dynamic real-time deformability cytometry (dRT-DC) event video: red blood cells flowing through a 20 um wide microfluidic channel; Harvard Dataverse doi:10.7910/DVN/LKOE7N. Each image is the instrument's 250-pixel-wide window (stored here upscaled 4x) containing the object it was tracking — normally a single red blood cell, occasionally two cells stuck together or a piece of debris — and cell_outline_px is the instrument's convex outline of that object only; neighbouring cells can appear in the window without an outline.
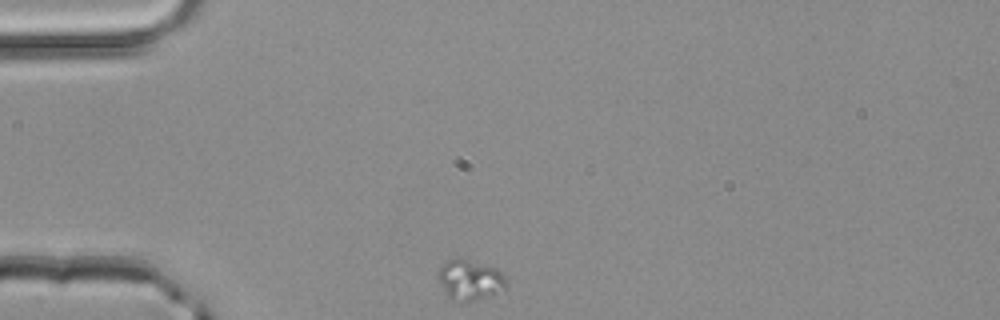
{"species": "common noctule bat (a hibernating species)", "species_latin": "Nyctalus noctula", "temperature_condition": "room temperature", "stored_images_in_passage": 30, "camera_frame_rate_fps": 3000, "um_per_image_px": 0.085, "animal": {"sex": "male", "body_mass_g": 20.4}, "frame": {"image": 1, "passage_image": 1, "time_ms": 0.0, "image_size_px": [1000, 320], "cell_outline_px": [[508, 288], [464, 304], [460, 304], [452, 300], [444, 292], [436, 276], [436, 272], [448, 260], [468, 260], [496, 268], [504, 276], [508, 284]], "centroid_in_image_um": [39.92, 23.85], "position_along_channel_um": 45.1, "area_um2": 16.01}}